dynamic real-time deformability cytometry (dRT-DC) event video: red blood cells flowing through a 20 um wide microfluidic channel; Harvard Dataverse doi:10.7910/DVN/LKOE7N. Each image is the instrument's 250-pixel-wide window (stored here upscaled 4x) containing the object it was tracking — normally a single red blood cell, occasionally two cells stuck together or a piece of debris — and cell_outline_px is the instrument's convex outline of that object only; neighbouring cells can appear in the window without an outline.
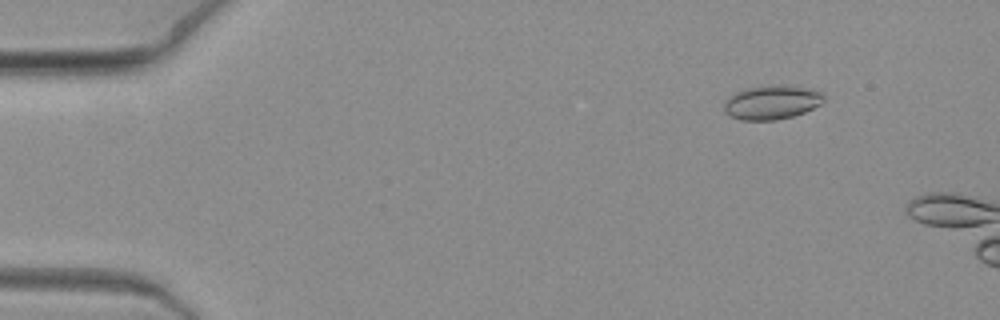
{"species": "common noctule bat (a hibernating species)", "species_latin": "Nyctalus noctula", "temperature_condition": "warm", "stored_images_in_passage": 5, "camera_frame_rate_fps": 3000, "um_per_image_px": 0.085, "animal": {"sex": "female", "body_mass_g": 19.3, "forearm_length_mm": 54.1}, "frame": {"image": 1, "passage_image": 3, "time_ms": 0.667, "image_size_px": [1000, 320], "cell_outline_px": [[824, 100], [820, 104], [804, 112], [792, 116], [776, 120], [740, 120], [728, 116], [724, 112], [724, 100], [728, 96], [744, 88], [772, 84], [780, 84], [812, 88], [820, 92], [824, 96]], "centroid_in_image_um": [65.55, 8.68], "position_along_channel_um": 19.4, "area_um2": 20.17}}